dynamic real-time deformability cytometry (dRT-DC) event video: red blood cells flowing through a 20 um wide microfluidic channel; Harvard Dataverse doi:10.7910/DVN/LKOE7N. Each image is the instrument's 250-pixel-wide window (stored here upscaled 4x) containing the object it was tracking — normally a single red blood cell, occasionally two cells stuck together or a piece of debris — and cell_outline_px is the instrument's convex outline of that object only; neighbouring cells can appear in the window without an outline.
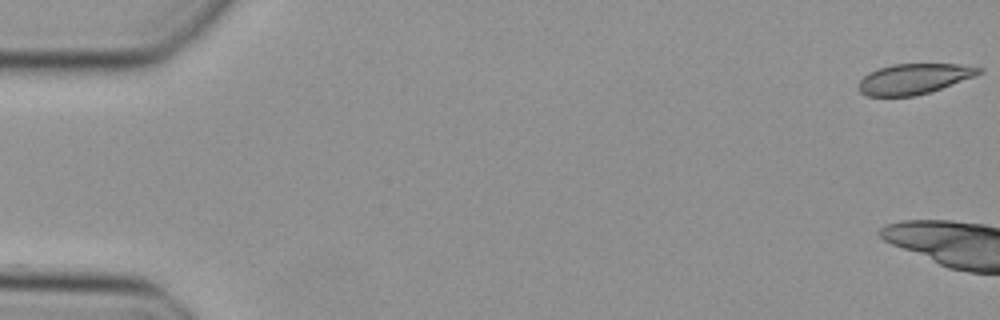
{"species": "Egyptian fruit bat (a non-hibernating species)", "species_latin": "Rousettus aegyptiacus", "temperature_condition": "cold", "stored_images_in_passage": 8, "camera_frame_rate_fps": 3000, "um_per_image_px": 0.085, "animal": {"sex": "female"}, "frame": {"image": 1, "passage_image": 1, "time_ms": 0.0, "image_size_px": [1000, 320], "cell_outline_px": [[984, 72], [976, 76], [916, 96], [868, 96], [860, 92], [856, 88], [856, 84], [868, 72], [892, 64], [956, 64], [984, 68]], "centroid_in_image_um": [77.66, 6.7], "position_along_channel_um": 7.3, "area_um2": 21.39}}